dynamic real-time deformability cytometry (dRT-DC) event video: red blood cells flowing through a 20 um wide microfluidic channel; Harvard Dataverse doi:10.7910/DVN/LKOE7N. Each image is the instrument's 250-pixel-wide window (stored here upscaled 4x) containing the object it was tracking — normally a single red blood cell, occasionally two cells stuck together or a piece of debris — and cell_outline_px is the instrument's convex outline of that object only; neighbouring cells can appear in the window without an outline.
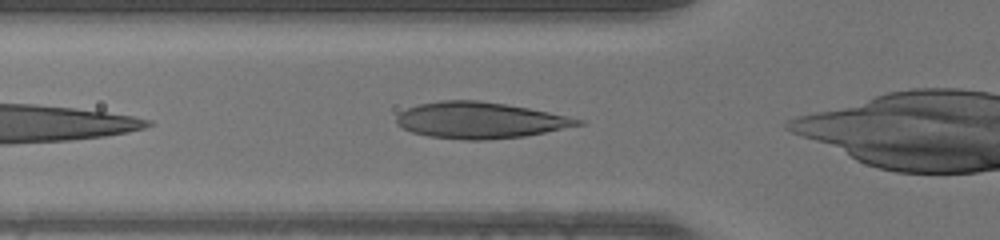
{"species": "human", "species_latin": "Homo sapiens", "temperature_condition": "warm", "stored_images_in_passage": 15, "camera_frame_rate_fps": 3000, "um_per_image_px": 0.085, "donor": {"sex": "male"}, "frame": {"image": 1, "passage_image": 2, "time_ms": 0.333, "image_size_px": [1000, 240], "cell_outline_px": [[584, 124], [524, 136], [484, 140], [464, 140], [428, 136], [412, 132], [396, 124], [396, 116], [400, 112], [408, 108], [420, 104], [440, 100], [480, 100], [528, 108], [548, 112], [584, 120]], "centroid_in_image_um": [40.76, 10.22], "position_along_channel_um": 85.0, "area_um2": 38.03}}
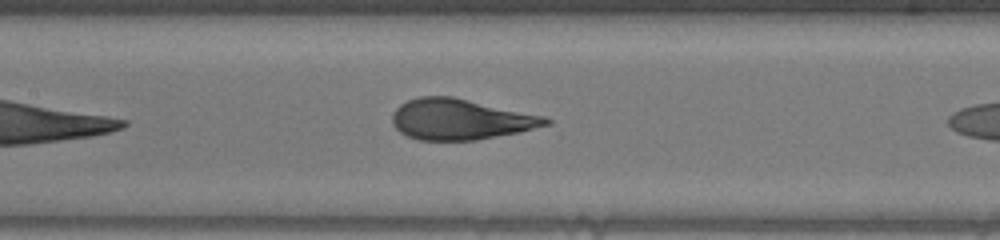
{"frame": {"image": 2, "passage_image": 8, "time_ms": 2.333, "image_size_px": [1000, 240], "cell_outline_px": [[552, 124], [520, 132], [476, 140], [420, 140], [408, 136], [400, 132], [392, 124], [392, 112], [400, 104], [408, 100], [420, 96], [452, 96], [544, 116], [552, 120]], "centroid_in_image_um": [39.14, 10.14], "position_along_channel_um": 168.3, "area_um2": 36.47}}
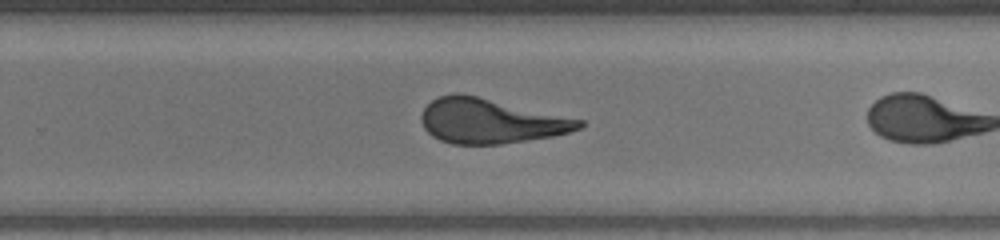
{"frame": {"image": 3, "passage_image": 14, "time_ms": 4.333, "image_size_px": [1000, 240], "cell_outline_px": [[584, 124], [580, 128], [568, 132], [552, 136], [500, 144], [452, 144], [440, 140], [432, 136], [424, 128], [420, 120], [420, 116], [424, 108], [432, 100], [440, 96], [452, 92], [460, 92], [584, 120]], "centroid_in_image_um": [41.65, 10.27], "position_along_channel_um": 288.2, "area_um2": 41.1}}